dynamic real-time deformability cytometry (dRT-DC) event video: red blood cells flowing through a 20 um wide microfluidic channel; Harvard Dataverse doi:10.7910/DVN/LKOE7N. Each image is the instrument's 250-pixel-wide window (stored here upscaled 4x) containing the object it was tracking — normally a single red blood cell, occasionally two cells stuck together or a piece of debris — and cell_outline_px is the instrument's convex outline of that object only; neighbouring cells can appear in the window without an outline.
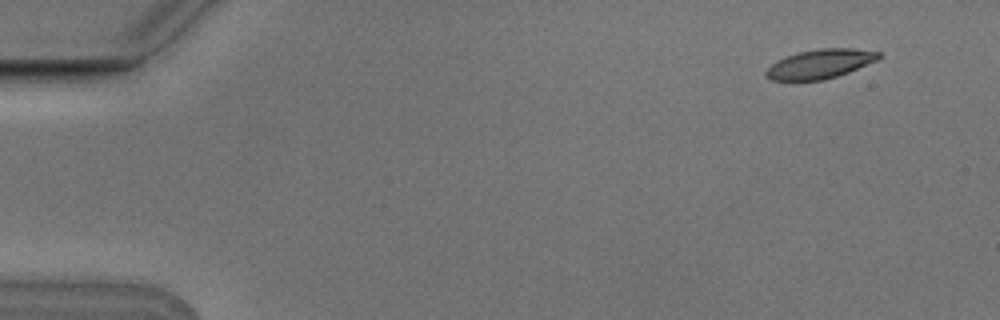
{"species": "Egyptian fruit bat (a non-hibernating species)", "species_latin": "Rousettus aegyptiacus", "temperature_condition": "cold", "stored_images_in_passage": 8, "camera_frame_rate_fps": 3000, "um_per_image_px": 0.085, "animal": {"sex": "male"}, "frame": {"image": 1, "passage_image": 1, "time_ms": 0.0, "image_size_px": [1000, 320], "cell_outline_px": [[884, 56], [880, 60], [848, 72], [824, 80], [772, 80], [764, 76], [764, 72], [776, 60], [800, 52], [820, 48], [852, 48], [880, 52]], "centroid_in_image_um": [69.76, 5.43], "position_along_channel_um": 15.2, "area_um2": 19.25}}
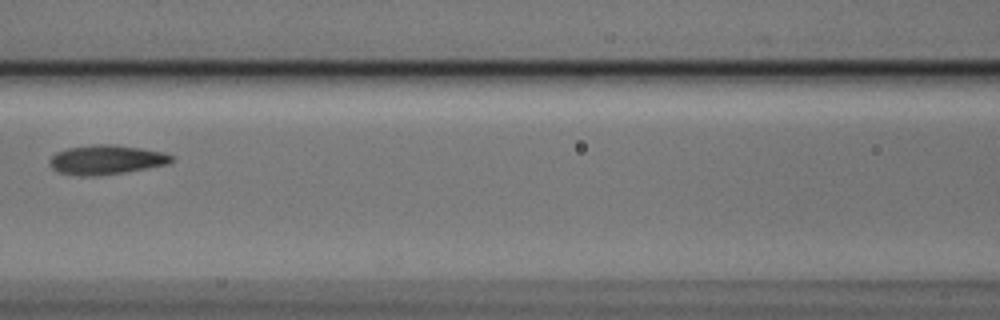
{"frame": {"image": 2, "passage_image": 7, "time_ms": 2.0, "image_size_px": [1000, 320], "cell_outline_px": [[172, 160], [168, 164], [124, 172], [96, 176], [76, 176], [56, 172], [52, 168], [48, 160], [56, 152], [68, 148], [92, 144], [112, 144], [140, 148], [164, 152], [172, 156]], "centroid_in_image_um": [8.98, 13.58], "position_along_channel_um": 157.6, "area_um2": 20.92}}
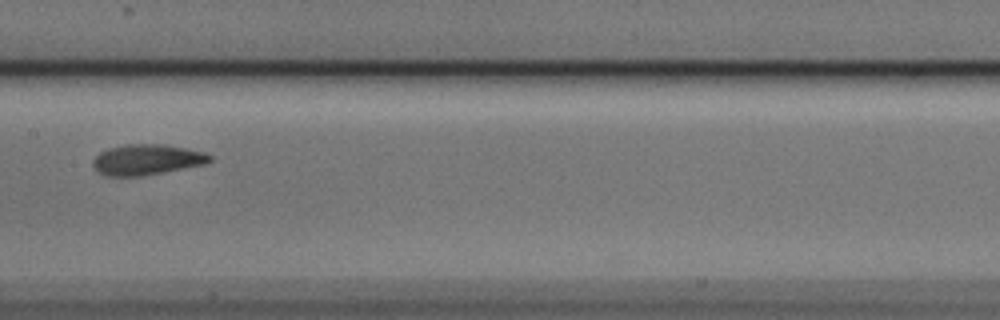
{"frame": {"image": 3, "passage_image": 8, "time_ms": 2.333, "image_size_px": [1000, 320], "cell_outline_px": [[212, 160], [204, 164], [164, 172], [140, 176], [108, 176], [100, 172], [92, 164], [92, 160], [100, 152], [108, 148], [128, 144], [164, 144], [204, 152], [212, 156]], "centroid_in_image_um": [12.48, 13.56], "position_along_channel_um": 194.9, "area_um2": 20.63}}